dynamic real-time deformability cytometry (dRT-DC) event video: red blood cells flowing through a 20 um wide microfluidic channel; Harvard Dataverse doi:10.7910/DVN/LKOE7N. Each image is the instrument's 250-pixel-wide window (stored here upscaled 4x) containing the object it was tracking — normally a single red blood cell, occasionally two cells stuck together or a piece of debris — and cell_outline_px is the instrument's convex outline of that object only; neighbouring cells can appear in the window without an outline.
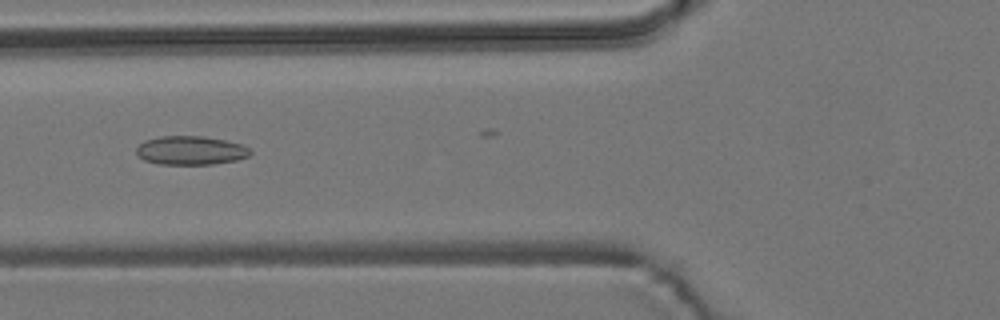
{"species": "common noctule bat (a hibernating species)", "species_latin": "Nyctalus noctula", "temperature_condition": "room temperature", "stored_images_in_passage": 40, "camera_frame_rate_fps": 3000, "um_per_image_px": 0.085, "animal": {"sex": "male", "body_mass_g": 19.2, "forearm_length_mm": 51.8}, "frame": {"image": 1, "passage_image": 17, "time_ms": 5.333, "image_size_px": [1000, 320], "cell_outline_px": [[252, 152], [248, 156], [236, 160], [212, 164], [160, 164], [144, 160], [136, 156], [136, 148], [144, 140], [160, 136], [204, 136], [224, 140], [240, 144], [248, 148]], "centroid_in_image_um": [16.16, 12.78], "position_along_channel_um": 109.6, "area_um2": 19.07}}
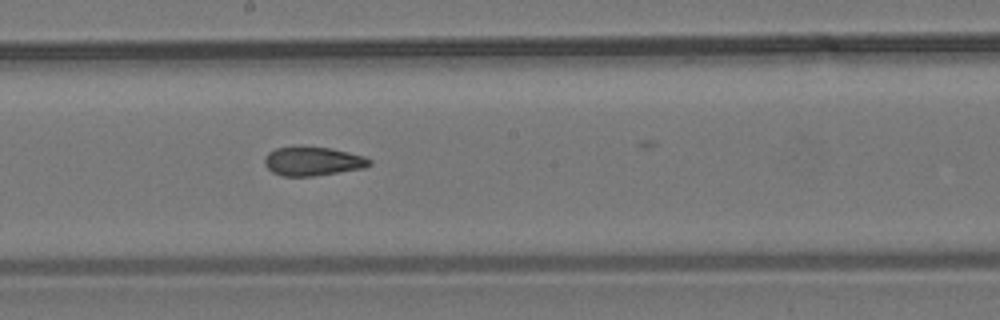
{"frame": {"image": 2, "passage_image": 26, "time_ms": 8.333, "image_size_px": [1000, 320], "cell_outline_px": [[372, 164], [364, 168], [312, 176], [284, 176], [272, 172], [264, 164], [264, 156], [268, 152], [276, 148], [328, 148], [348, 152], [364, 156], [372, 160]], "centroid_in_image_um": [26.59, 13.73], "position_along_channel_um": 221.6, "area_um2": 17.28}}
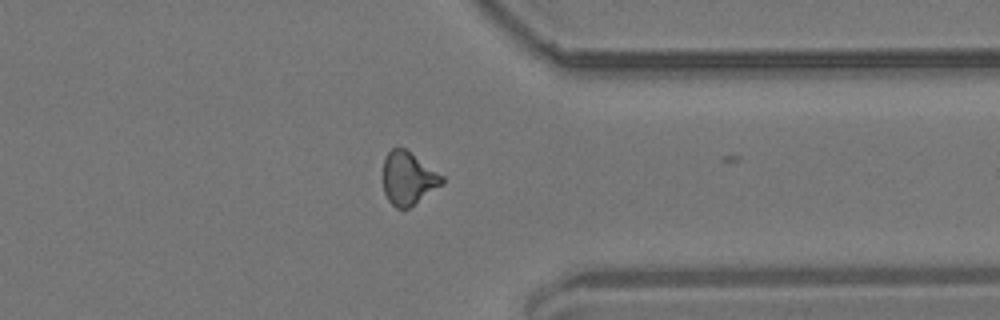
{"frame": {"image": 3, "passage_image": 39, "time_ms": 12.667, "image_size_px": [1000, 320], "cell_outline_px": [[444, 184], [408, 208], [396, 208], [388, 200], [384, 192], [384, 160], [388, 152], [392, 148], [404, 148], [444, 176]], "centroid_in_image_um": [34.71, 15.17], "position_along_channel_um": 376.7, "area_um2": 17.98}}